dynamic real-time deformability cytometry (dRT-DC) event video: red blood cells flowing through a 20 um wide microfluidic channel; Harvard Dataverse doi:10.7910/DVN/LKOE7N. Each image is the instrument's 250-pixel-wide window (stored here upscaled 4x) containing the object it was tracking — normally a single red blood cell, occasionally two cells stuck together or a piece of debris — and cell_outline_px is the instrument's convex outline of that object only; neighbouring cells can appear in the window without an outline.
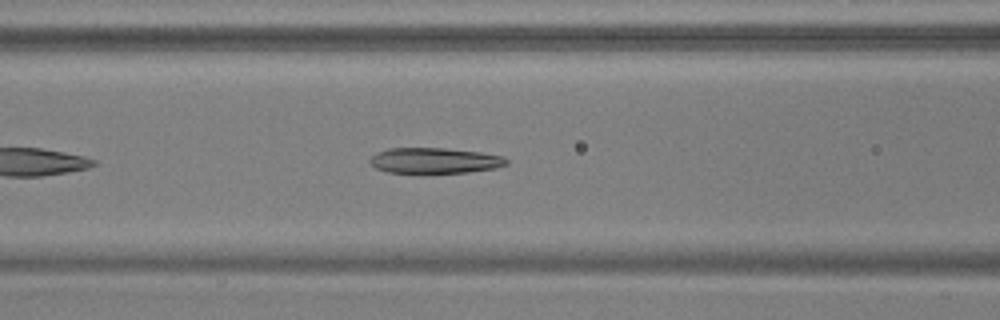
{"species": "common noctule bat (a hibernating species)", "species_latin": "Nyctalus noctula", "temperature_condition": "warm", "stored_images_in_passage": 41, "camera_frame_rate_fps": 3000, "um_per_image_px": 0.085, "animal": {"sex": "male", "body_mass_g": 17.9, "forearm_length_mm": 54.2}, "frame": {"image": 1, "passage_image": 10, "time_ms": 3.0, "image_size_px": [1000, 320], "cell_outline_px": [[508, 164], [496, 168], [468, 172], [388, 172], [376, 168], [368, 160], [376, 152], [388, 148], [444, 148], [480, 152], [504, 156], [508, 160]], "centroid_in_image_um": [36.96, 13.63], "position_along_channel_um": 129.6, "area_um2": 20.23}}
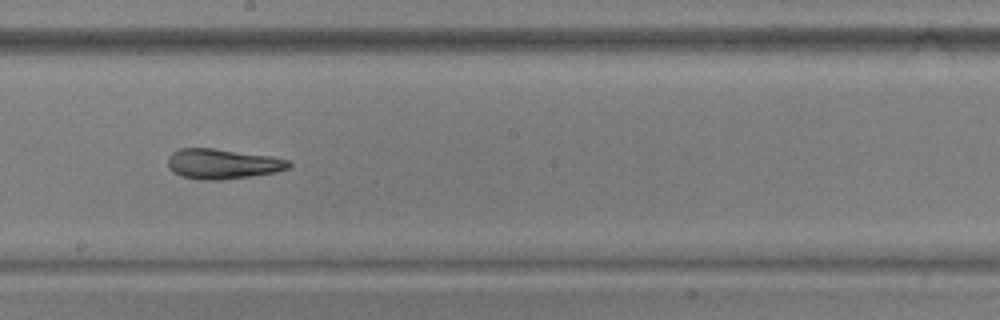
{"frame": {"image": 2, "passage_image": 18, "time_ms": 5.667, "image_size_px": [1000, 320], "cell_outline_px": [[292, 164], [288, 168], [276, 172], [252, 176], [220, 180], [200, 180], [180, 176], [172, 172], [168, 168], [168, 156], [172, 152], [180, 148], [212, 148], [272, 156], [288, 160]], "centroid_in_image_um": [18.89, 13.93], "position_along_channel_um": 229.3, "area_um2": 21.39}}
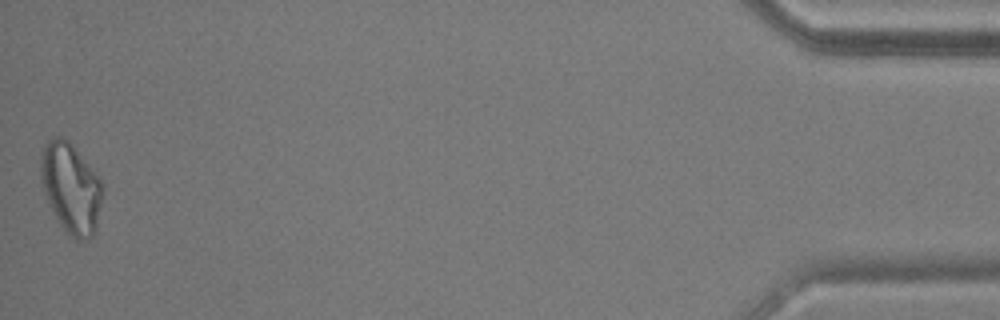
{"frame": {"image": 3, "passage_image": 41, "time_ms": 13.333, "image_size_px": [1000, 320], "cell_outline_px": [[104, 188], [96, 232], [92, 236], [80, 240], [76, 240], [64, 232], [44, 192], [40, 180], [40, 156], [48, 140], [52, 136], [60, 136], [68, 140], [72, 144], [100, 180]], "centroid_in_image_um": [6.03, 15.99], "position_along_channel_um": 429.2, "area_um2": 32.37}, "authors_computed_cell_mechanics": {"area_um2": 21.5594, "velocity_mm_per_s": 3.7316, "shape_relaxation_time_tau1_ms": 7.8295, "shape_relaxation_time_tau2_ms": 3.0397, "deformation_change_tau1": 0.2477, "deformation_change_tau2": 0.128}}